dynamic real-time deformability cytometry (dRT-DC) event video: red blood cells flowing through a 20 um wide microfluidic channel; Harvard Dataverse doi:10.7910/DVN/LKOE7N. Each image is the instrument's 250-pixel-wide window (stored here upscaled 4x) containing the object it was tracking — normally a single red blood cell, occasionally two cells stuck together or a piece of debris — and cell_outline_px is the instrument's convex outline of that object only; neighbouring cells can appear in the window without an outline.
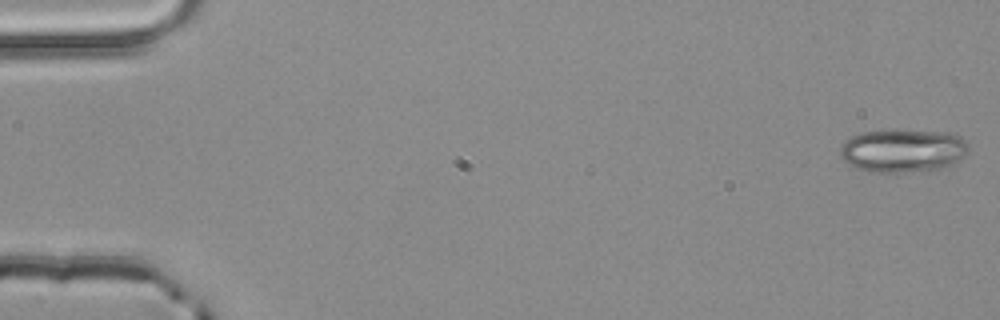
{"species": "common noctule bat (a hibernating species)", "species_latin": "Nyctalus noctula", "temperature_condition": "room temperature", "stored_images_in_passage": 4, "camera_frame_rate_fps": 3000, "um_per_image_px": 0.085, "animal": {"sex": "male", "body_mass_g": 20.4}, "frame": {"image": 1, "passage_image": 1, "time_ms": 0.0, "image_size_px": [1000, 320], "cell_outline_px": [[968, 152], [964, 156], [952, 164], [940, 168], [904, 172], [868, 172], [844, 160], [840, 156], [840, 148], [852, 136], [864, 132], [948, 132], [960, 136], [968, 144]], "centroid_in_image_um": [76.78, 12.83], "position_along_channel_um": 8.2, "area_um2": 31.27}}